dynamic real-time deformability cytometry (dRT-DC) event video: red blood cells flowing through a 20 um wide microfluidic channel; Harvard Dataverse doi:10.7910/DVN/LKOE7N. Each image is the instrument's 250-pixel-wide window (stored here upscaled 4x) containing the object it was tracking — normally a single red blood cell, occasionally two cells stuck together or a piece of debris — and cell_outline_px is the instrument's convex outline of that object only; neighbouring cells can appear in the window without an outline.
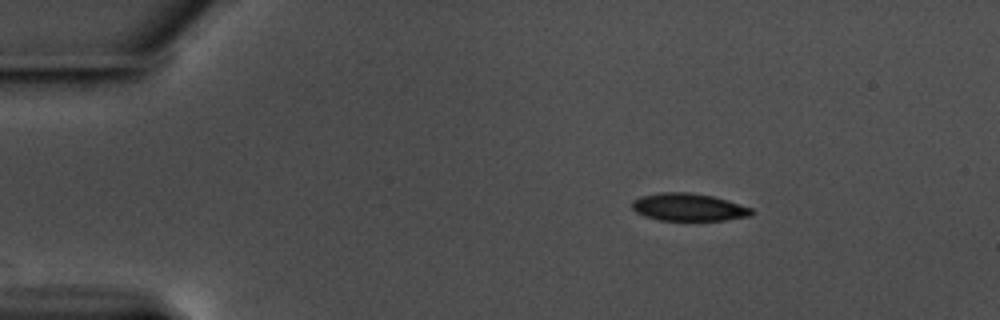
{"species": "common noctule bat (a hibernating species)", "species_latin": "Nyctalus noctula", "temperature_condition": "warm", "stored_images_in_passage": 28, "camera_frame_rate_fps": 3000, "um_per_image_px": 0.085, "animal": {"sex": "male", "body_mass_g": 17.5, "forearm_length_mm": 52.3}, "frame": {"image": 1, "passage_image": 1, "time_ms": 0.0, "image_size_px": [1000, 320], "cell_outline_px": [[752, 216], [724, 220], [660, 220], [644, 216], [636, 212], [632, 208], [632, 200], [640, 196], [660, 192], [688, 192], [712, 196], [728, 200], [752, 208]], "centroid_in_image_um": [58.51, 17.6], "position_along_channel_um": 26.5, "area_um2": 19.25}}
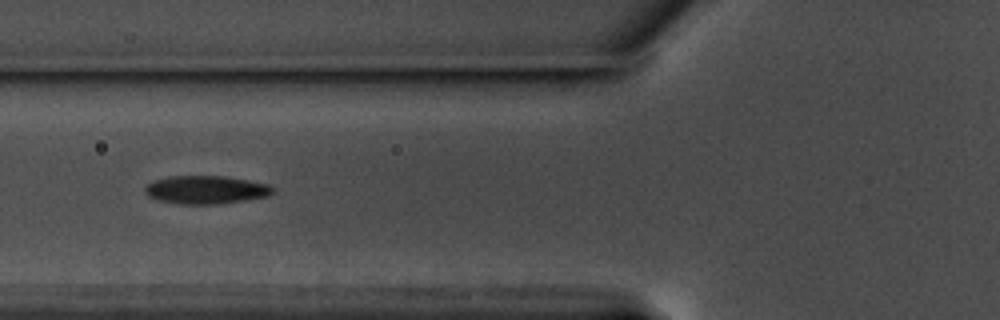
{"frame": {"image": 2, "passage_image": 14, "time_ms": 4.333, "image_size_px": [1000, 320], "cell_outline_px": [[276, 192], [268, 196], [244, 200], [212, 204], [176, 204], [156, 200], [148, 196], [144, 192], [144, 188], [152, 180], [168, 176], [224, 176], [248, 180], [268, 184], [276, 188]], "centroid_in_image_um": [17.48, 16.13], "position_along_channel_um": 108.3, "area_um2": 21.21}}
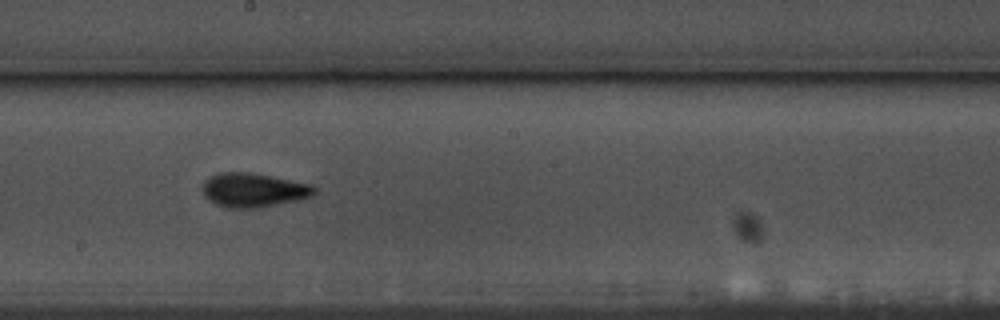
{"frame": {"image": 3, "passage_image": 24, "time_ms": 7.667, "image_size_px": [1000, 320], "cell_outline_px": [[316, 192], [312, 196], [296, 200], [260, 208], [228, 208], [216, 204], [208, 200], [204, 196], [200, 188], [204, 180], [208, 176], [220, 172], [252, 172], [312, 184], [316, 188]], "centroid_in_image_um": [21.5, 16.15], "position_along_channel_um": 226.7, "area_um2": 22.6}}